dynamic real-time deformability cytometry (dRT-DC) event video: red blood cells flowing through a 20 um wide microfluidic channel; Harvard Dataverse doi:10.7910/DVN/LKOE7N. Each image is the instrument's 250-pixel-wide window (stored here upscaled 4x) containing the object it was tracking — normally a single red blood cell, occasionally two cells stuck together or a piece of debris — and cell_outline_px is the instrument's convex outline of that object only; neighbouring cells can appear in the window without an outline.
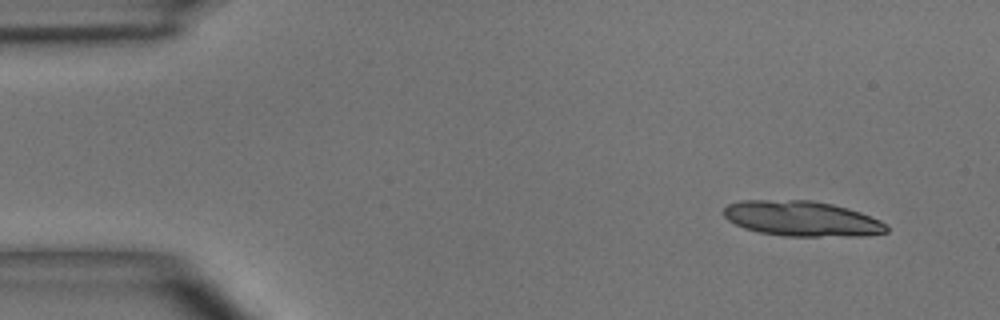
{"species": "common noctule bat (a hibernating species)", "species_latin": "Nyctalus noctula", "temperature_condition": "room temperature", "stored_images_in_passage": 4, "camera_frame_rate_fps": 3000, "um_per_image_px": 0.085, "animal": {"sex": "male", "body_mass_g": 15.6}, "frame": {"image": 1, "passage_image": 1, "time_ms": 0.0, "image_size_px": [1000, 320], "cell_outline_px": [[888, 232], [864, 236], [784, 236], [760, 232], [744, 228], [728, 220], [724, 216], [724, 208], [728, 204], [740, 200], [812, 200], [832, 204], [848, 208], [860, 212], [880, 220], [888, 224]], "centroid_in_image_um": [68.18, 18.58], "position_along_channel_um": 16.8, "area_um2": 33.58}}